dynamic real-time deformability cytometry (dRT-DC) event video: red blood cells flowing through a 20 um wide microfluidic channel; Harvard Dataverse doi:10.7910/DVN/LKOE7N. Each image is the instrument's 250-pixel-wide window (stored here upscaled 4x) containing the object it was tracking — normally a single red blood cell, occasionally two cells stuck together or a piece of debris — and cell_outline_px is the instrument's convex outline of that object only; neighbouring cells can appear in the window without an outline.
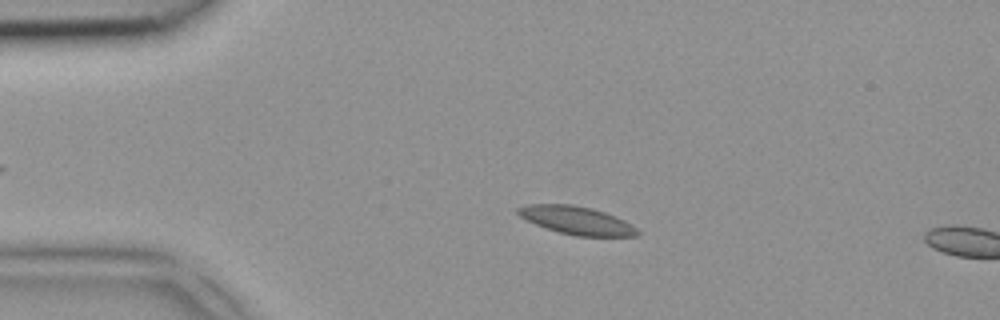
{"species": "common noctule bat (a hibernating species)", "species_latin": "Nyctalus noctula", "temperature_condition": "room temperature", "stored_images_in_passage": 2, "camera_frame_rate_fps": 3000, "um_per_image_px": 0.085, "animal": {"sex": "female", "body_mass_g": 18.4}, "frame": {"image": 1, "passage_image": 1, "time_ms": 0.0, "image_size_px": [1000, 320], "cell_outline_px": [[640, 236], [576, 236], [560, 232], [536, 224], [520, 216], [516, 212], [516, 208], [528, 204], [572, 204], [592, 208], [616, 216], [632, 224], [640, 232]], "centroid_in_image_um": [49.05, 18.72], "position_along_channel_um": 36.0, "area_um2": 19.48}}